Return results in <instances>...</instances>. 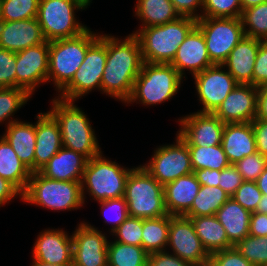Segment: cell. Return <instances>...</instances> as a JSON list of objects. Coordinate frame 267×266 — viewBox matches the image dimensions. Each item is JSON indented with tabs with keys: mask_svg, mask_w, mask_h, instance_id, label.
Here are the masks:
<instances>
[{
	"mask_svg": "<svg viewBox=\"0 0 267 266\" xmlns=\"http://www.w3.org/2000/svg\"><path fill=\"white\" fill-rule=\"evenodd\" d=\"M99 39L107 47L101 91L126 103L143 64L139 41L133 33L123 38L124 40L110 34H99Z\"/></svg>",
	"mask_w": 267,
	"mask_h": 266,
	"instance_id": "cell-1",
	"label": "cell"
},
{
	"mask_svg": "<svg viewBox=\"0 0 267 266\" xmlns=\"http://www.w3.org/2000/svg\"><path fill=\"white\" fill-rule=\"evenodd\" d=\"M75 102L55 97L51 101L52 109L48 112L59 124L63 147L76 151L89 160L102 151L87 115L74 105Z\"/></svg>",
	"mask_w": 267,
	"mask_h": 266,
	"instance_id": "cell-2",
	"label": "cell"
},
{
	"mask_svg": "<svg viewBox=\"0 0 267 266\" xmlns=\"http://www.w3.org/2000/svg\"><path fill=\"white\" fill-rule=\"evenodd\" d=\"M196 23L194 18L181 16L163 25L136 30L133 34L139 41L143 62L170 64Z\"/></svg>",
	"mask_w": 267,
	"mask_h": 266,
	"instance_id": "cell-3",
	"label": "cell"
},
{
	"mask_svg": "<svg viewBox=\"0 0 267 266\" xmlns=\"http://www.w3.org/2000/svg\"><path fill=\"white\" fill-rule=\"evenodd\" d=\"M99 38L89 28L81 35L49 41V67L47 80L54 82L60 92L73 78L83 63L88 48Z\"/></svg>",
	"mask_w": 267,
	"mask_h": 266,
	"instance_id": "cell-4",
	"label": "cell"
},
{
	"mask_svg": "<svg viewBox=\"0 0 267 266\" xmlns=\"http://www.w3.org/2000/svg\"><path fill=\"white\" fill-rule=\"evenodd\" d=\"M182 79L171 64L143 62L126 104L136 101L151 106L169 101L178 92Z\"/></svg>",
	"mask_w": 267,
	"mask_h": 266,
	"instance_id": "cell-5",
	"label": "cell"
},
{
	"mask_svg": "<svg viewBox=\"0 0 267 266\" xmlns=\"http://www.w3.org/2000/svg\"><path fill=\"white\" fill-rule=\"evenodd\" d=\"M22 201L54 211L78 209L84 205L81 181L53 180L33 172Z\"/></svg>",
	"mask_w": 267,
	"mask_h": 266,
	"instance_id": "cell-6",
	"label": "cell"
},
{
	"mask_svg": "<svg viewBox=\"0 0 267 266\" xmlns=\"http://www.w3.org/2000/svg\"><path fill=\"white\" fill-rule=\"evenodd\" d=\"M102 154L89 159L86 163L81 180L84 203L85 191L97 202L124 197L128 175L133 168L121 167Z\"/></svg>",
	"mask_w": 267,
	"mask_h": 266,
	"instance_id": "cell-7",
	"label": "cell"
},
{
	"mask_svg": "<svg viewBox=\"0 0 267 266\" xmlns=\"http://www.w3.org/2000/svg\"><path fill=\"white\" fill-rule=\"evenodd\" d=\"M124 198L131 217L149 219L168 215L164 203L163 185L141 165L133 167L130 171Z\"/></svg>",
	"mask_w": 267,
	"mask_h": 266,
	"instance_id": "cell-8",
	"label": "cell"
},
{
	"mask_svg": "<svg viewBox=\"0 0 267 266\" xmlns=\"http://www.w3.org/2000/svg\"><path fill=\"white\" fill-rule=\"evenodd\" d=\"M88 6L81 0H39L37 21L46 41L73 38L88 29L76 19L75 10Z\"/></svg>",
	"mask_w": 267,
	"mask_h": 266,
	"instance_id": "cell-9",
	"label": "cell"
},
{
	"mask_svg": "<svg viewBox=\"0 0 267 266\" xmlns=\"http://www.w3.org/2000/svg\"><path fill=\"white\" fill-rule=\"evenodd\" d=\"M196 26L203 33L213 64L222 65L232 49L246 36L240 17H201Z\"/></svg>",
	"mask_w": 267,
	"mask_h": 266,
	"instance_id": "cell-10",
	"label": "cell"
},
{
	"mask_svg": "<svg viewBox=\"0 0 267 266\" xmlns=\"http://www.w3.org/2000/svg\"><path fill=\"white\" fill-rule=\"evenodd\" d=\"M107 59V47L98 38L87 50L83 63L72 80L59 92L60 99L77 101L92 90H100Z\"/></svg>",
	"mask_w": 267,
	"mask_h": 266,
	"instance_id": "cell-11",
	"label": "cell"
},
{
	"mask_svg": "<svg viewBox=\"0 0 267 266\" xmlns=\"http://www.w3.org/2000/svg\"><path fill=\"white\" fill-rule=\"evenodd\" d=\"M176 144L159 146L150 161L141 165L161 185L193 173L186 142L176 134Z\"/></svg>",
	"mask_w": 267,
	"mask_h": 266,
	"instance_id": "cell-12",
	"label": "cell"
},
{
	"mask_svg": "<svg viewBox=\"0 0 267 266\" xmlns=\"http://www.w3.org/2000/svg\"><path fill=\"white\" fill-rule=\"evenodd\" d=\"M182 260L193 266H209L210 254L197 236L191 219L170 215L168 245Z\"/></svg>",
	"mask_w": 267,
	"mask_h": 266,
	"instance_id": "cell-13",
	"label": "cell"
},
{
	"mask_svg": "<svg viewBox=\"0 0 267 266\" xmlns=\"http://www.w3.org/2000/svg\"><path fill=\"white\" fill-rule=\"evenodd\" d=\"M223 69V70H222ZM198 100L203 105L200 113H213L228 94L238 85L223 65L214 64L194 76Z\"/></svg>",
	"mask_w": 267,
	"mask_h": 266,
	"instance_id": "cell-14",
	"label": "cell"
},
{
	"mask_svg": "<svg viewBox=\"0 0 267 266\" xmlns=\"http://www.w3.org/2000/svg\"><path fill=\"white\" fill-rule=\"evenodd\" d=\"M49 67V41L16 52V87L30 96L39 84L47 80Z\"/></svg>",
	"mask_w": 267,
	"mask_h": 266,
	"instance_id": "cell-15",
	"label": "cell"
},
{
	"mask_svg": "<svg viewBox=\"0 0 267 266\" xmlns=\"http://www.w3.org/2000/svg\"><path fill=\"white\" fill-rule=\"evenodd\" d=\"M73 266H108L109 240L90 223L81 222L72 234Z\"/></svg>",
	"mask_w": 267,
	"mask_h": 266,
	"instance_id": "cell-16",
	"label": "cell"
},
{
	"mask_svg": "<svg viewBox=\"0 0 267 266\" xmlns=\"http://www.w3.org/2000/svg\"><path fill=\"white\" fill-rule=\"evenodd\" d=\"M178 120L181 128L177 134L187 146L211 147L221 144L225 123L213 113L194 112Z\"/></svg>",
	"mask_w": 267,
	"mask_h": 266,
	"instance_id": "cell-17",
	"label": "cell"
},
{
	"mask_svg": "<svg viewBox=\"0 0 267 266\" xmlns=\"http://www.w3.org/2000/svg\"><path fill=\"white\" fill-rule=\"evenodd\" d=\"M258 87L238 84L213 112L223 123L252 122L257 115Z\"/></svg>",
	"mask_w": 267,
	"mask_h": 266,
	"instance_id": "cell-18",
	"label": "cell"
},
{
	"mask_svg": "<svg viewBox=\"0 0 267 266\" xmlns=\"http://www.w3.org/2000/svg\"><path fill=\"white\" fill-rule=\"evenodd\" d=\"M33 260L52 265L72 264L73 238L60 229L40 232L32 250Z\"/></svg>",
	"mask_w": 267,
	"mask_h": 266,
	"instance_id": "cell-19",
	"label": "cell"
},
{
	"mask_svg": "<svg viewBox=\"0 0 267 266\" xmlns=\"http://www.w3.org/2000/svg\"><path fill=\"white\" fill-rule=\"evenodd\" d=\"M170 64L183 78L186 77L184 71L187 69L194 76L214 65L208 56L203 33L197 26L179 45L176 56Z\"/></svg>",
	"mask_w": 267,
	"mask_h": 266,
	"instance_id": "cell-20",
	"label": "cell"
},
{
	"mask_svg": "<svg viewBox=\"0 0 267 266\" xmlns=\"http://www.w3.org/2000/svg\"><path fill=\"white\" fill-rule=\"evenodd\" d=\"M45 41L37 18L0 23V48L2 49L16 53Z\"/></svg>",
	"mask_w": 267,
	"mask_h": 266,
	"instance_id": "cell-21",
	"label": "cell"
},
{
	"mask_svg": "<svg viewBox=\"0 0 267 266\" xmlns=\"http://www.w3.org/2000/svg\"><path fill=\"white\" fill-rule=\"evenodd\" d=\"M35 123V172H39L63 147L58 122L49 113H38Z\"/></svg>",
	"mask_w": 267,
	"mask_h": 266,
	"instance_id": "cell-22",
	"label": "cell"
},
{
	"mask_svg": "<svg viewBox=\"0 0 267 266\" xmlns=\"http://www.w3.org/2000/svg\"><path fill=\"white\" fill-rule=\"evenodd\" d=\"M262 41L245 36L222 64L238 84L253 85V69Z\"/></svg>",
	"mask_w": 267,
	"mask_h": 266,
	"instance_id": "cell-23",
	"label": "cell"
},
{
	"mask_svg": "<svg viewBox=\"0 0 267 266\" xmlns=\"http://www.w3.org/2000/svg\"><path fill=\"white\" fill-rule=\"evenodd\" d=\"M221 144L230 164L257 152L252 123H225Z\"/></svg>",
	"mask_w": 267,
	"mask_h": 266,
	"instance_id": "cell-24",
	"label": "cell"
},
{
	"mask_svg": "<svg viewBox=\"0 0 267 266\" xmlns=\"http://www.w3.org/2000/svg\"><path fill=\"white\" fill-rule=\"evenodd\" d=\"M200 187L194 173L165 184L163 191L167 213L172 216L184 215L191 208Z\"/></svg>",
	"mask_w": 267,
	"mask_h": 266,
	"instance_id": "cell-25",
	"label": "cell"
},
{
	"mask_svg": "<svg viewBox=\"0 0 267 266\" xmlns=\"http://www.w3.org/2000/svg\"><path fill=\"white\" fill-rule=\"evenodd\" d=\"M88 159L62 147L39 172L46 178L61 181H81Z\"/></svg>",
	"mask_w": 267,
	"mask_h": 266,
	"instance_id": "cell-26",
	"label": "cell"
},
{
	"mask_svg": "<svg viewBox=\"0 0 267 266\" xmlns=\"http://www.w3.org/2000/svg\"><path fill=\"white\" fill-rule=\"evenodd\" d=\"M6 127L2 137L12 146L20 161L32 173L35 172V124L18 120Z\"/></svg>",
	"mask_w": 267,
	"mask_h": 266,
	"instance_id": "cell-27",
	"label": "cell"
},
{
	"mask_svg": "<svg viewBox=\"0 0 267 266\" xmlns=\"http://www.w3.org/2000/svg\"><path fill=\"white\" fill-rule=\"evenodd\" d=\"M215 216L224 227L227 238L233 246L249 235L251 212L232 197L215 213Z\"/></svg>",
	"mask_w": 267,
	"mask_h": 266,
	"instance_id": "cell-28",
	"label": "cell"
},
{
	"mask_svg": "<svg viewBox=\"0 0 267 266\" xmlns=\"http://www.w3.org/2000/svg\"><path fill=\"white\" fill-rule=\"evenodd\" d=\"M188 218L191 219L197 236L209 254L234 247L215 215Z\"/></svg>",
	"mask_w": 267,
	"mask_h": 266,
	"instance_id": "cell-29",
	"label": "cell"
},
{
	"mask_svg": "<svg viewBox=\"0 0 267 266\" xmlns=\"http://www.w3.org/2000/svg\"><path fill=\"white\" fill-rule=\"evenodd\" d=\"M32 172L20 161L5 139L0 137V176L12 183L22 194L27 188Z\"/></svg>",
	"mask_w": 267,
	"mask_h": 266,
	"instance_id": "cell-30",
	"label": "cell"
},
{
	"mask_svg": "<svg viewBox=\"0 0 267 266\" xmlns=\"http://www.w3.org/2000/svg\"><path fill=\"white\" fill-rule=\"evenodd\" d=\"M135 16L142 22L141 28L159 26L181 17L171 0H137Z\"/></svg>",
	"mask_w": 267,
	"mask_h": 266,
	"instance_id": "cell-31",
	"label": "cell"
},
{
	"mask_svg": "<svg viewBox=\"0 0 267 266\" xmlns=\"http://www.w3.org/2000/svg\"><path fill=\"white\" fill-rule=\"evenodd\" d=\"M230 196L219 186L201 185L185 217L212 216L224 205Z\"/></svg>",
	"mask_w": 267,
	"mask_h": 266,
	"instance_id": "cell-32",
	"label": "cell"
},
{
	"mask_svg": "<svg viewBox=\"0 0 267 266\" xmlns=\"http://www.w3.org/2000/svg\"><path fill=\"white\" fill-rule=\"evenodd\" d=\"M169 226V214L159 218L143 219L142 247L148 254L169 249Z\"/></svg>",
	"mask_w": 267,
	"mask_h": 266,
	"instance_id": "cell-33",
	"label": "cell"
},
{
	"mask_svg": "<svg viewBox=\"0 0 267 266\" xmlns=\"http://www.w3.org/2000/svg\"><path fill=\"white\" fill-rule=\"evenodd\" d=\"M108 266H147L148 253L142 246L109 240Z\"/></svg>",
	"mask_w": 267,
	"mask_h": 266,
	"instance_id": "cell-34",
	"label": "cell"
},
{
	"mask_svg": "<svg viewBox=\"0 0 267 266\" xmlns=\"http://www.w3.org/2000/svg\"><path fill=\"white\" fill-rule=\"evenodd\" d=\"M193 171L199 169L223 170L230 165L222 144L211 147L188 146Z\"/></svg>",
	"mask_w": 267,
	"mask_h": 266,
	"instance_id": "cell-35",
	"label": "cell"
},
{
	"mask_svg": "<svg viewBox=\"0 0 267 266\" xmlns=\"http://www.w3.org/2000/svg\"><path fill=\"white\" fill-rule=\"evenodd\" d=\"M240 19L246 37L267 41V2L242 10Z\"/></svg>",
	"mask_w": 267,
	"mask_h": 266,
	"instance_id": "cell-36",
	"label": "cell"
},
{
	"mask_svg": "<svg viewBox=\"0 0 267 266\" xmlns=\"http://www.w3.org/2000/svg\"><path fill=\"white\" fill-rule=\"evenodd\" d=\"M30 98L31 96L21 88H0V123L8 119L7 125L18 121L17 118L13 120L10 116L15 115L14 113L27 104Z\"/></svg>",
	"mask_w": 267,
	"mask_h": 266,
	"instance_id": "cell-37",
	"label": "cell"
},
{
	"mask_svg": "<svg viewBox=\"0 0 267 266\" xmlns=\"http://www.w3.org/2000/svg\"><path fill=\"white\" fill-rule=\"evenodd\" d=\"M39 0H0L2 21L36 18Z\"/></svg>",
	"mask_w": 267,
	"mask_h": 266,
	"instance_id": "cell-38",
	"label": "cell"
},
{
	"mask_svg": "<svg viewBox=\"0 0 267 266\" xmlns=\"http://www.w3.org/2000/svg\"><path fill=\"white\" fill-rule=\"evenodd\" d=\"M234 247L253 266H267V236L248 235Z\"/></svg>",
	"mask_w": 267,
	"mask_h": 266,
	"instance_id": "cell-39",
	"label": "cell"
},
{
	"mask_svg": "<svg viewBox=\"0 0 267 266\" xmlns=\"http://www.w3.org/2000/svg\"><path fill=\"white\" fill-rule=\"evenodd\" d=\"M201 13H199L200 18H239L242 13V8L240 0H203V10Z\"/></svg>",
	"mask_w": 267,
	"mask_h": 266,
	"instance_id": "cell-40",
	"label": "cell"
},
{
	"mask_svg": "<svg viewBox=\"0 0 267 266\" xmlns=\"http://www.w3.org/2000/svg\"><path fill=\"white\" fill-rule=\"evenodd\" d=\"M143 219L128 216L113 232L114 241L142 246Z\"/></svg>",
	"mask_w": 267,
	"mask_h": 266,
	"instance_id": "cell-41",
	"label": "cell"
},
{
	"mask_svg": "<svg viewBox=\"0 0 267 266\" xmlns=\"http://www.w3.org/2000/svg\"><path fill=\"white\" fill-rule=\"evenodd\" d=\"M234 166L244 181H256L267 167V157L255 152L237 161Z\"/></svg>",
	"mask_w": 267,
	"mask_h": 266,
	"instance_id": "cell-42",
	"label": "cell"
},
{
	"mask_svg": "<svg viewBox=\"0 0 267 266\" xmlns=\"http://www.w3.org/2000/svg\"><path fill=\"white\" fill-rule=\"evenodd\" d=\"M101 213L105 216V223H112L111 233L129 216L125 198L107 199L99 201ZM108 213H115L113 216ZM112 216V217H111Z\"/></svg>",
	"mask_w": 267,
	"mask_h": 266,
	"instance_id": "cell-43",
	"label": "cell"
},
{
	"mask_svg": "<svg viewBox=\"0 0 267 266\" xmlns=\"http://www.w3.org/2000/svg\"><path fill=\"white\" fill-rule=\"evenodd\" d=\"M231 197L252 213L256 211L262 192L258 189L256 181H244Z\"/></svg>",
	"mask_w": 267,
	"mask_h": 266,
	"instance_id": "cell-44",
	"label": "cell"
},
{
	"mask_svg": "<svg viewBox=\"0 0 267 266\" xmlns=\"http://www.w3.org/2000/svg\"><path fill=\"white\" fill-rule=\"evenodd\" d=\"M16 87V53L0 48V88Z\"/></svg>",
	"mask_w": 267,
	"mask_h": 266,
	"instance_id": "cell-45",
	"label": "cell"
},
{
	"mask_svg": "<svg viewBox=\"0 0 267 266\" xmlns=\"http://www.w3.org/2000/svg\"><path fill=\"white\" fill-rule=\"evenodd\" d=\"M209 266H253L235 247L210 254Z\"/></svg>",
	"mask_w": 267,
	"mask_h": 266,
	"instance_id": "cell-46",
	"label": "cell"
},
{
	"mask_svg": "<svg viewBox=\"0 0 267 266\" xmlns=\"http://www.w3.org/2000/svg\"><path fill=\"white\" fill-rule=\"evenodd\" d=\"M244 182L243 177L238 172L234 164L220 171L219 187H221L230 197L237 191Z\"/></svg>",
	"mask_w": 267,
	"mask_h": 266,
	"instance_id": "cell-47",
	"label": "cell"
},
{
	"mask_svg": "<svg viewBox=\"0 0 267 266\" xmlns=\"http://www.w3.org/2000/svg\"><path fill=\"white\" fill-rule=\"evenodd\" d=\"M267 83V41H262L256 56L253 69V86L259 87Z\"/></svg>",
	"mask_w": 267,
	"mask_h": 266,
	"instance_id": "cell-48",
	"label": "cell"
},
{
	"mask_svg": "<svg viewBox=\"0 0 267 266\" xmlns=\"http://www.w3.org/2000/svg\"><path fill=\"white\" fill-rule=\"evenodd\" d=\"M172 252L159 251L148 255L147 266H193L191 263L182 260Z\"/></svg>",
	"mask_w": 267,
	"mask_h": 266,
	"instance_id": "cell-49",
	"label": "cell"
},
{
	"mask_svg": "<svg viewBox=\"0 0 267 266\" xmlns=\"http://www.w3.org/2000/svg\"><path fill=\"white\" fill-rule=\"evenodd\" d=\"M171 2L180 16L200 19V15L196 11L200 9V12L202 11L203 0H171Z\"/></svg>",
	"mask_w": 267,
	"mask_h": 266,
	"instance_id": "cell-50",
	"label": "cell"
},
{
	"mask_svg": "<svg viewBox=\"0 0 267 266\" xmlns=\"http://www.w3.org/2000/svg\"><path fill=\"white\" fill-rule=\"evenodd\" d=\"M251 123L257 152L267 157V120L255 118Z\"/></svg>",
	"mask_w": 267,
	"mask_h": 266,
	"instance_id": "cell-51",
	"label": "cell"
},
{
	"mask_svg": "<svg viewBox=\"0 0 267 266\" xmlns=\"http://www.w3.org/2000/svg\"><path fill=\"white\" fill-rule=\"evenodd\" d=\"M249 235L267 236V214L252 212L249 224Z\"/></svg>",
	"mask_w": 267,
	"mask_h": 266,
	"instance_id": "cell-52",
	"label": "cell"
},
{
	"mask_svg": "<svg viewBox=\"0 0 267 266\" xmlns=\"http://www.w3.org/2000/svg\"><path fill=\"white\" fill-rule=\"evenodd\" d=\"M18 195L22 200V193L12 183L0 176V207Z\"/></svg>",
	"mask_w": 267,
	"mask_h": 266,
	"instance_id": "cell-53",
	"label": "cell"
},
{
	"mask_svg": "<svg viewBox=\"0 0 267 266\" xmlns=\"http://www.w3.org/2000/svg\"><path fill=\"white\" fill-rule=\"evenodd\" d=\"M200 185L219 186V170L199 169L193 171Z\"/></svg>",
	"mask_w": 267,
	"mask_h": 266,
	"instance_id": "cell-54",
	"label": "cell"
},
{
	"mask_svg": "<svg viewBox=\"0 0 267 266\" xmlns=\"http://www.w3.org/2000/svg\"><path fill=\"white\" fill-rule=\"evenodd\" d=\"M256 118L267 120V83L258 87Z\"/></svg>",
	"mask_w": 267,
	"mask_h": 266,
	"instance_id": "cell-55",
	"label": "cell"
},
{
	"mask_svg": "<svg viewBox=\"0 0 267 266\" xmlns=\"http://www.w3.org/2000/svg\"><path fill=\"white\" fill-rule=\"evenodd\" d=\"M256 183L262 195H267V167L257 178Z\"/></svg>",
	"mask_w": 267,
	"mask_h": 266,
	"instance_id": "cell-56",
	"label": "cell"
},
{
	"mask_svg": "<svg viewBox=\"0 0 267 266\" xmlns=\"http://www.w3.org/2000/svg\"><path fill=\"white\" fill-rule=\"evenodd\" d=\"M264 2H267V0H240L242 10L257 6Z\"/></svg>",
	"mask_w": 267,
	"mask_h": 266,
	"instance_id": "cell-57",
	"label": "cell"
},
{
	"mask_svg": "<svg viewBox=\"0 0 267 266\" xmlns=\"http://www.w3.org/2000/svg\"><path fill=\"white\" fill-rule=\"evenodd\" d=\"M255 212L267 214V195H262Z\"/></svg>",
	"mask_w": 267,
	"mask_h": 266,
	"instance_id": "cell-58",
	"label": "cell"
},
{
	"mask_svg": "<svg viewBox=\"0 0 267 266\" xmlns=\"http://www.w3.org/2000/svg\"><path fill=\"white\" fill-rule=\"evenodd\" d=\"M30 266H73L72 264H64V265H52V264H48V263H44V262H38L33 260L32 264Z\"/></svg>",
	"mask_w": 267,
	"mask_h": 266,
	"instance_id": "cell-59",
	"label": "cell"
},
{
	"mask_svg": "<svg viewBox=\"0 0 267 266\" xmlns=\"http://www.w3.org/2000/svg\"><path fill=\"white\" fill-rule=\"evenodd\" d=\"M84 4H86L87 6L90 5L92 0H81Z\"/></svg>",
	"mask_w": 267,
	"mask_h": 266,
	"instance_id": "cell-60",
	"label": "cell"
}]
</instances>
